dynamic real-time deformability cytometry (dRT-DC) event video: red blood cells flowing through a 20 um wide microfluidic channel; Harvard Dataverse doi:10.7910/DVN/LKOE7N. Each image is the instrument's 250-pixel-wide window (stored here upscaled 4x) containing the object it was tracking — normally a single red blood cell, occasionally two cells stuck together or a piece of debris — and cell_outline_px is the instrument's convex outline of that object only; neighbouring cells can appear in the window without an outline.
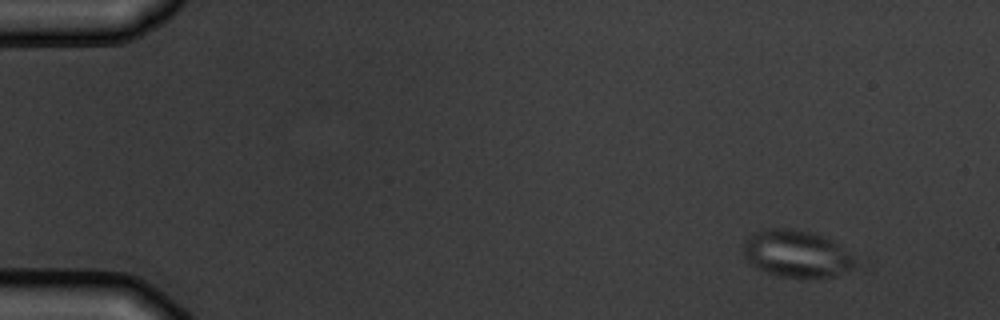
{"species": "common noctule bat (a hibernating species)", "species_latin": "Nyctalus noctula", "temperature_condition": "warm", "stored_images_in_passage": 5, "camera_frame_rate_fps": 3000, "um_per_image_px": 0.085, "animal": {"sex": "male", "body_mass_g": 19.5, "forearm_length_mm": 54.6}, "frame": {"image": 1, "passage_image": 1, "time_ms": 0.0, "image_size_px": [1000, 320], "cell_outline_px": [[860, 264], [836, 276], [780, 276], [756, 268], [744, 256], [744, 240], [752, 232], [768, 228], [788, 228], [808, 232], [832, 240], [852, 256]], "centroid_in_image_um": [67.68, 21.55], "position_along_channel_um": 17.3, "area_um2": 30.17}}